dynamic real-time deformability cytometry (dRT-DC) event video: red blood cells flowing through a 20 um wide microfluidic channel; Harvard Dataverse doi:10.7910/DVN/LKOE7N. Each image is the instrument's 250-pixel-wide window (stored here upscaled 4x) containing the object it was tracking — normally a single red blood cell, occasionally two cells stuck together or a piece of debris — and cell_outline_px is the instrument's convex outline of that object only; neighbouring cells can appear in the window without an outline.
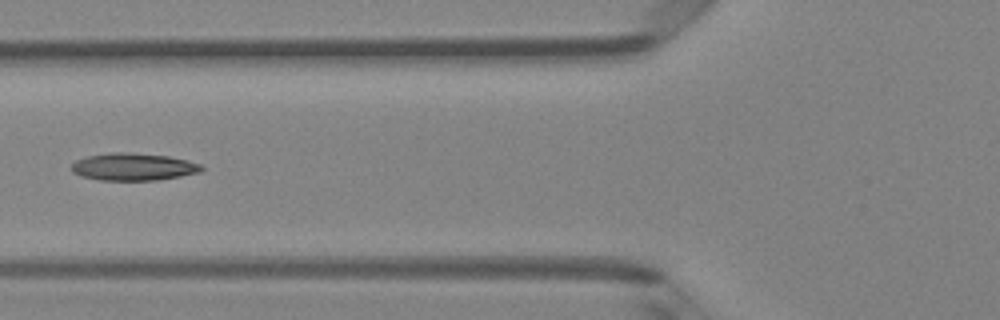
{"species": "Egyptian fruit bat (a non-hibernating species)", "species_latin": "Rousettus aegyptiacus", "temperature_condition": "room temperature", "stored_images_in_passage": 7, "camera_frame_rate_fps": 3000, "um_per_image_px": 0.085, "animal": {"sex": "female"}, "frame": {"image": 1, "passage_image": 6, "time_ms": 1.667, "image_size_px": [1000, 320], "cell_outline_px": [[204, 168], [200, 172], [180, 176], [156, 180], [100, 180], [80, 176], [72, 172], [72, 164], [76, 160], [88, 156], [112, 152], [124, 152], [168, 156], [188, 160], [200, 164]], "centroid_in_image_um": [11.33, 14.18], "position_along_channel_um": 114.5, "area_um2": 20.63}}
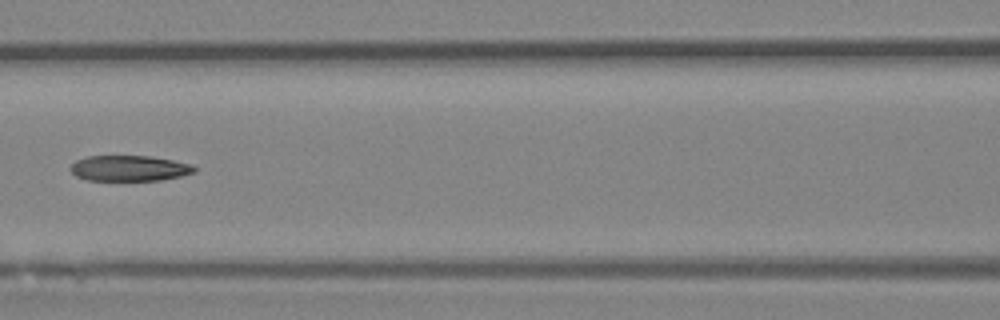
{"frame": {"image": 2, "passage_image": 7, "time_ms": 2.0, "image_size_px": [1000, 320], "cell_outline_px": [[196, 172], [180, 176], [160, 180], [88, 180], [76, 176], [68, 168], [76, 160], [88, 156], [148, 156], [172, 160], [192, 164], [196, 168]], "centroid_in_image_um": [10.99, 14.3], "position_along_channel_um": 155.6, "area_um2": 18.44}}